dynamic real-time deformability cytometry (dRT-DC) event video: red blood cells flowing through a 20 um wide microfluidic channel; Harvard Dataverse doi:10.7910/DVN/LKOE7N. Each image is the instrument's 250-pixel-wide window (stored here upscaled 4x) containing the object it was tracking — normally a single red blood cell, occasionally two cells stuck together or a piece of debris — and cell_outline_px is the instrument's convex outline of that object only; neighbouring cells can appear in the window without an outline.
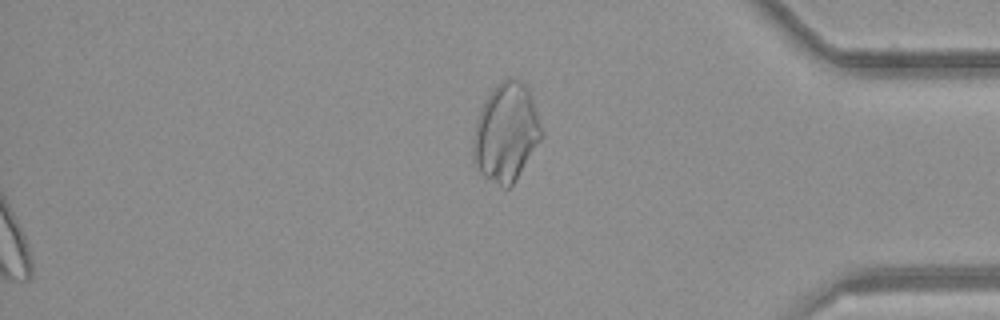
{"species": "common noctule bat (a hibernating species)", "species_latin": "Nyctalus noctula", "temperature_condition": "room temperature", "stored_images_in_passage": 49, "segment_of_instrument_passage": [2, 2], "camera_frame_rate_fps": 3000, "um_per_image_px": 0.085, "animal": {"sex": "female", "body_mass_g": 21.9}, "frame": {"image": 1, "passage_image": 49, "time_ms": 16.0, "image_size_px": [1000, 320], "cell_outline_px": [[544, 136], [516, 180], [508, 188], [504, 188], [484, 176], [480, 172], [472, 160], [472, 140], [480, 108], [484, 100], [496, 84], [508, 76], [520, 80], [528, 88], [532, 96], [544, 132]], "centroid_in_image_um": [43.03, 11.24], "position_along_channel_um": 392.2, "area_um2": 39.71}}